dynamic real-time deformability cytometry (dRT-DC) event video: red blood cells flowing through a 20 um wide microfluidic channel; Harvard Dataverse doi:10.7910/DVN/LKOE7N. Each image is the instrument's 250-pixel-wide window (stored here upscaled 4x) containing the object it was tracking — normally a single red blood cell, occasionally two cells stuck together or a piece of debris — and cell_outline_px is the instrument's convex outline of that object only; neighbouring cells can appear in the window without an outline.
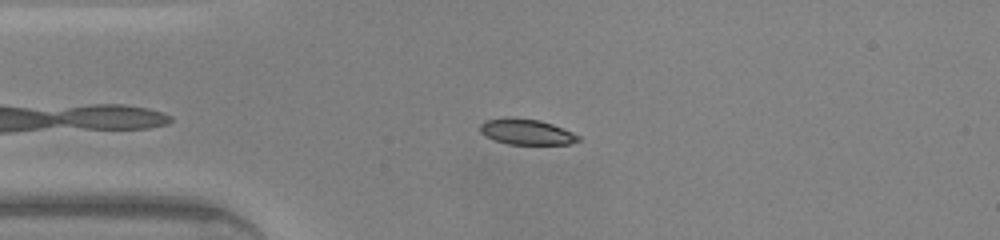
{"species": "common noctule bat (a hibernating species)", "species_latin": "Nyctalus noctula", "temperature_condition": "warm", "stored_images_in_passage": 32, "camera_frame_rate_fps": 3000, "um_per_image_px": 0.085, "animal": {"sex": "male", "body_mass_g": 20.0, "forearm_length_mm": 53.3}, "frame": {"image": 1, "passage_image": 6, "time_ms": 1.667, "image_size_px": [1000, 240], "cell_outline_px": [[580, 140], [568, 144], [508, 144], [484, 136], [480, 132], [480, 124], [484, 120], [504, 116], [508, 116], [540, 120], [564, 128], [580, 136]], "centroid_in_image_um": [44.71, 11.18], "position_along_channel_um": 40.3, "area_um2": 14.91}}
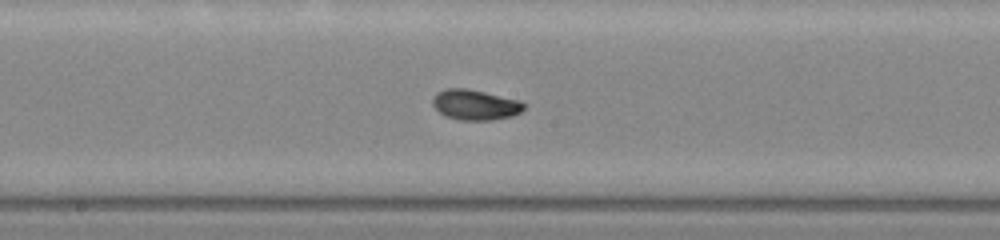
{"frame": {"image": 2, "passage_image": 19, "time_ms": 6.0, "image_size_px": [1000, 240], "cell_outline_px": [[528, 104], [520, 112], [512, 116], [492, 120], [460, 120], [448, 116], [440, 112], [432, 104], [432, 96], [436, 92], [444, 88], [464, 88], [484, 92], [520, 100]], "centroid_in_image_um": [40.4, 8.89], "position_along_channel_um": 207.8, "area_um2": 16.18}}
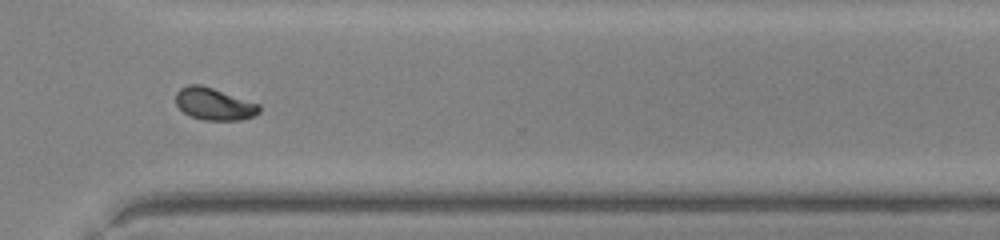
{"frame": {"image": 3, "passage_image": 29, "time_ms": 9.333, "image_size_px": [1000, 240], "cell_outline_px": [[260, 112], [252, 116], [240, 120], [204, 120], [192, 116], [184, 112], [176, 104], [176, 92], [180, 88], [188, 84], [200, 84], [260, 104]], "centroid_in_image_um": [18.19, 8.83], "position_along_channel_um": 352.4, "area_um2": 15.49}, "authors_computed_cell_mechanics": {"area_um2": 15.4615, "velocity_mm_per_s": 4.3258, "shape_relaxation_time_tau1_ms": 2.6016, "shape_relaxation_time_tau2_ms": 0.3472, "deformation_change_tau1": 0.1445, "deformation_change_tau2": 0.0268}}